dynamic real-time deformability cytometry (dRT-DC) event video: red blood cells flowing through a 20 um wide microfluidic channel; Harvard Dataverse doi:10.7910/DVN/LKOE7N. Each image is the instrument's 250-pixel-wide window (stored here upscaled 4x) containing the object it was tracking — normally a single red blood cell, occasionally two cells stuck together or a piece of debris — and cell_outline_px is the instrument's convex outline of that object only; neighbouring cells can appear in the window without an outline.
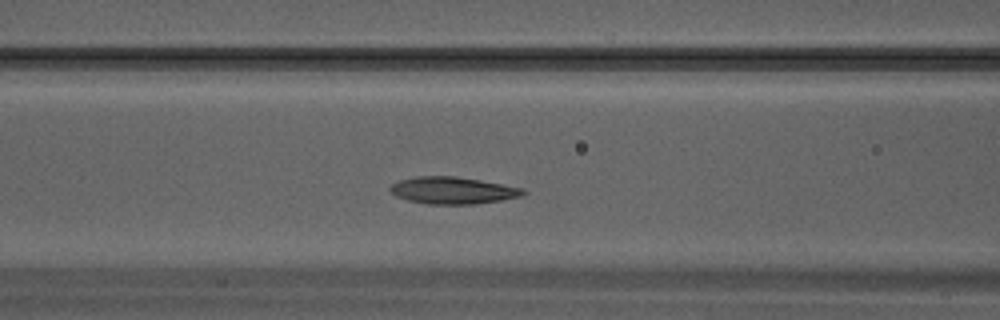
{"species": "Egyptian fruit bat (a non-hibernating species)", "species_latin": "Rousettus aegyptiacus", "temperature_condition": "warm", "stored_images_in_passage": 29, "camera_frame_rate_fps": 3000, "um_per_image_px": 0.085, "animal": {"sex": "male"}, "frame": {"image": 1, "passage_image": 10, "time_ms": 3.0, "image_size_px": [1000, 320], "cell_outline_px": [[528, 192], [524, 196], [500, 200], [472, 204], [428, 204], [408, 200], [396, 196], [388, 188], [392, 184], [400, 180], [416, 176], [456, 176], [480, 180], [524, 188]], "centroid_in_image_um": [38.51, 16.18], "position_along_channel_um": 128.1, "area_um2": 20.92}}
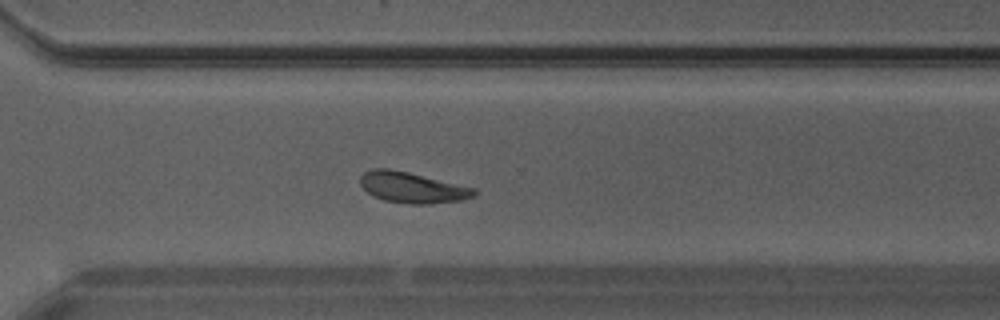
{"frame": {"image": 2, "passage_image": 20, "time_ms": 6.333, "image_size_px": [1000, 320], "cell_outline_px": [[476, 196], [460, 200], [428, 204], [408, 204], [384, 200], [372, 196], [360, 184], [360, 176], [364, 172], [372, 168], [388, 168], [408, 172], [476, 188]], "centroid_in_image_um": [35.03, 15.94], "position_along_channel_um": 335.6, "area_um2": 20.46}}
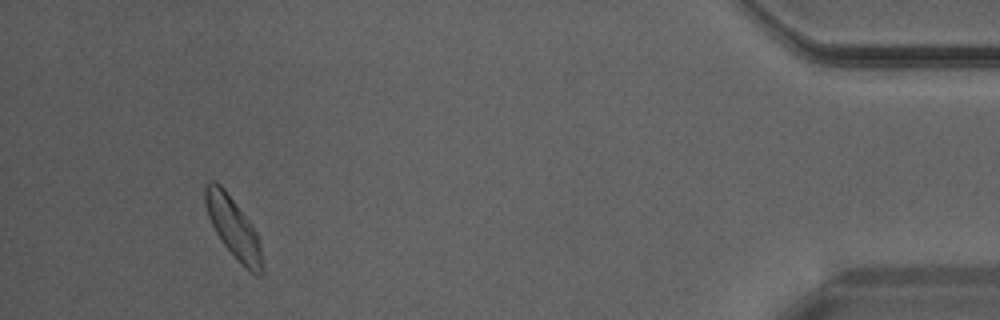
{"frame": {"image": 3, "passage_image": 27, "time_ms": 8.667, "image_size_px": [1000, 320], "cell_outline_px": [[264, 276], [256, 276], [248, 272], [244, 268], [224, 244], [216, 232], [208, 216], [204, 200], [204, 184], [208, 180], [216, 180], [224, 188], [252, 224], [256, 232], [260, 244], [264, 268]], "centroid_in_image_um": [19.86, 19.37], "position_along_channel_um": 415.3, "area_um2": 20.46}}